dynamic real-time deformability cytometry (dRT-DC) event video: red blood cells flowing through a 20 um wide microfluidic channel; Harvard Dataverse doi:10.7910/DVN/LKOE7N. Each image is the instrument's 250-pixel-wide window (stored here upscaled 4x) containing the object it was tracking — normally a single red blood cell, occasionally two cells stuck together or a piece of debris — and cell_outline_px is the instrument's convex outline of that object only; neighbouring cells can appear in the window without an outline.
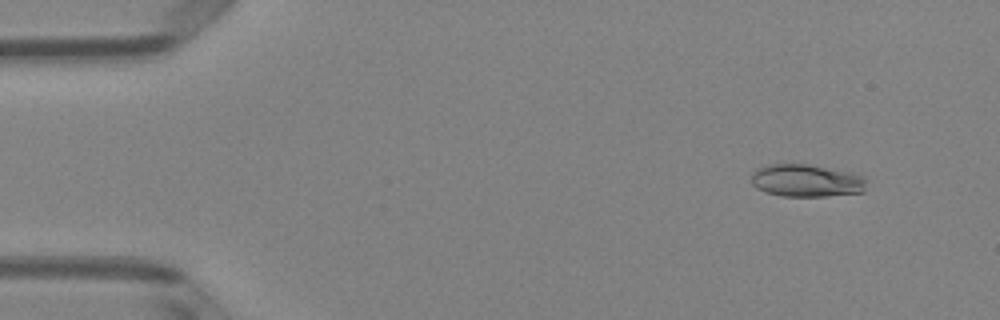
{"species": "Egyptian fruit bat (a non-hibernating species)", "species_latin": "Rousettus aegyptiacus", "temperature_condition": "room temperature", "stored_images_in_passage": 51, "camera_frame_rate_fps": 3000, "um_per_image_px": 0.085, "animal": {"sex": "female"}, "frame": {"image": 1, "passage_image": 5, "time_ms": 1.333, "image_size_px": [1000, 320], "cell_outline_px": [[868, 180], [864, 192], [824, 196], [780, 196], [764, 192], [756, 188], [752, 184], [752, 172], [756, 168], [764, 164], [808, 164], [860, 172]], "centroid_in_image_um": [68.59, 15.33], "position_along_channel_um": 16.4, "area_um2": 22.6}}
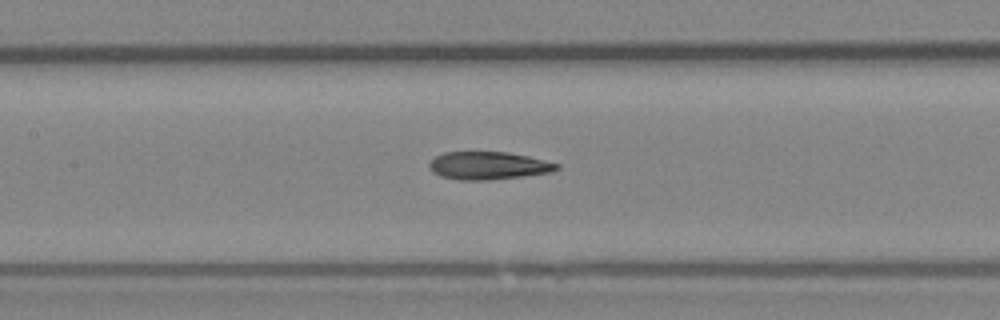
{"frame": {"image": 2, "passage_image": 24, "time_ms": 7.667, "image_size_px": [1000, 320], "cell_outline_px": [[560, 168], [552, 172], [524, 176], [488, 180], [460, 180], [440, 176], [432, 172], [428, 164], [436, 156], [444, 152], [508, 152], [528, 156], [560, 164]], "centroid_in_image_um": [41.52, 14.08], "position_along_channel_um": 165.9, "area_um2": 20.69}}
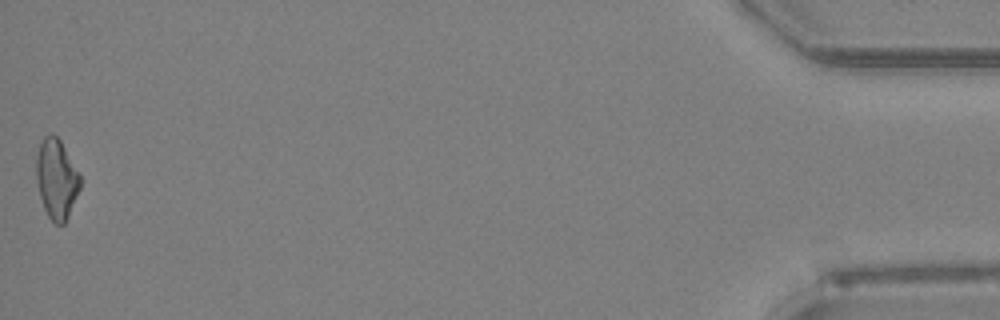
{"frame": {"image": 3, "passage_image": 51, "time_ms": 16.667, "image_size_px": [1000, 320], "cell_outline_px": [[80, 188], [68, 216], [64, 224], [56, 224], [48, 216], [44, 208], [40, 196], [36, 180], [36, 156], [40, 144], [44, 136], [52, 132], [60, 140], [80, 172]], "centroid_in_image_um": [4.8, 15.18], "position_along_channel_um": 430.4, "area_um2": 20.4}, "authors_computed_cell_mechanics": {"area_um2": 20.6924, "velocity_mm_per_s": 3.9908, "shape_relaxation_time_tau1_ms": null, "shape_relaxation_time_tau2_ms": 4.1929, "deformation_change_tau1": null, "deformation_change_tau2": 0.1299}}